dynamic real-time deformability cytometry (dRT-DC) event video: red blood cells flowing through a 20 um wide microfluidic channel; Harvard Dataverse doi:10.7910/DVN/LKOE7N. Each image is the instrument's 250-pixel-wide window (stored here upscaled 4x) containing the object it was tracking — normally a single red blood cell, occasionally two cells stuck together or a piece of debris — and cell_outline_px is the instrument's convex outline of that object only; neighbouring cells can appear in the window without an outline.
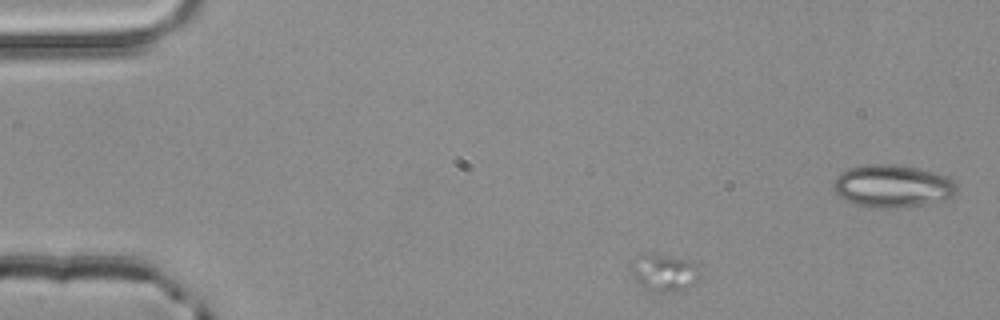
{"species": "common noctule bat (a hibernating species)", "species_latin": "Nyctalus noctula", "temperature_condition": "room temperature", "stored_images_in_passage": 4, "segment_of_instrument_passage": [1, 2], "camera_frame_rate_fps": 3000, "um_per_image_px": 0.085, "animal": {"sex": "male", "body_mass_g": 20.4}, "frame": {"image": 1, "passage_image": 2, "time_ms": 0.333, "image_size_px": [1000, 320], "cell_outline_px": [[696, 280], [692, 284], [680, 292], [656, 292], [640, 288], [632, 272], [632, 264], [636, 256], [664, 256], [692, 260], [696, 264]], "centroid_in_image_um": [56.43, 23.23], "position_along_channel_um": 28.6, "area_um2": 14.39}}